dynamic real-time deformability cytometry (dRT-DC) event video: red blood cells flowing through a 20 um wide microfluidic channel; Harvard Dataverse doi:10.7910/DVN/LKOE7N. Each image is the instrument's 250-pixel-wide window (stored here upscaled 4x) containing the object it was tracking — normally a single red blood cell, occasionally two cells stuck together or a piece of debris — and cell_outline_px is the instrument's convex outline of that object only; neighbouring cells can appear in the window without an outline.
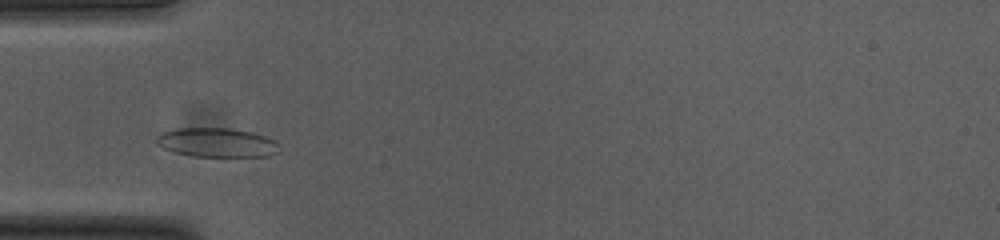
{"species": "common noctule bat (a hibernating species)", "species_latin": "Nyctalus noctula", "temperature_condition": "cold", "stored_images_in_passage": 36, "camera_frame_rate_fps": 3000, "um_per_image_px": 0.085, "animal": {"sex": "female", "body_mass_g": 23.0, "forearm_length_mm": 53.4}, "frame": {"image": 1, "passage_image": 7, "time_ms": 2.0, "image_size_px": [1000, 240], "cell_outline_px": [[280, 152], [268, 156], [192, 156], [176, 152], [164, 148], [156, 144], [156, 136], [160, 132], [176, 128], [232, 128], [252, 132], [264, 136], [280, 144]], "centroid_in_image_um": [18.43, 12.11], "position_along_channel_um": 66.6, "area_um2": 20.98}}
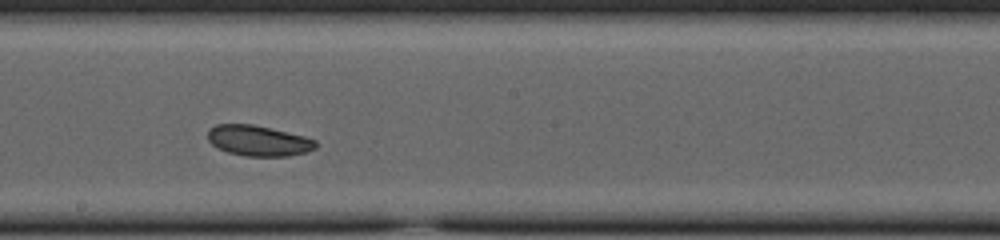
{"frame": {"image": 2, "passage_image": 20, "time_ms": 6.333, "image_size_px": [1000, 240], "cell_outline_px": [[316, 148], [308, 152], [288, 156], [244, 156], [228, 152], [216, 148], [208, 140], [208, 128], [216, 124], [252, 124], [304, 136], [316, 140]], "centroid_in_image_um": [21.94, 11.96], "position_along_channel_um": 226.3, "area_um2": 19.31}}
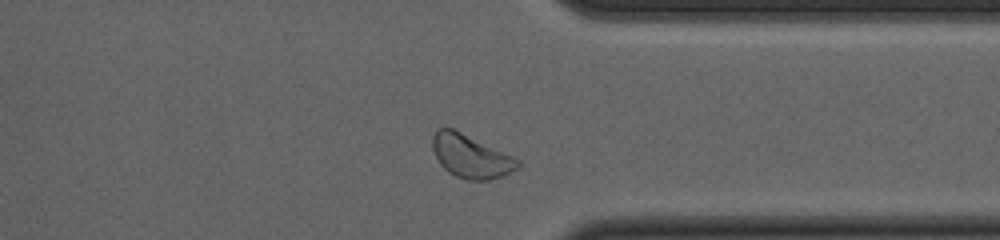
{"frame": {"image": 3, "passage_image": 32, "time_ms": 10.333, "image_size_px": [1000, 240], "cell_outline_px": [[520, 168], [504, 176], [488, 180], [468, 180], [456, 176], [448, 172], [440, 164], [432, 148], [432, 136], [436, 128], [452, 128], [512, 156], [520, 160]], "centroid_in_image_um": [40.02, 13.3], "position_along_channel_um": 371.4, "area_um2": 21.39}, "authors_computed_cell_mechanics": {"area_um2": 20.0566, "velocity_mm_per_s": 3.6918, "shape_relaxation_time_tau1_ms": 2.0528, "shape_relaxation_time_tau2_ms": null, "deformation_change_tau1": 0.0598, "deformation_change_tau2": null}}